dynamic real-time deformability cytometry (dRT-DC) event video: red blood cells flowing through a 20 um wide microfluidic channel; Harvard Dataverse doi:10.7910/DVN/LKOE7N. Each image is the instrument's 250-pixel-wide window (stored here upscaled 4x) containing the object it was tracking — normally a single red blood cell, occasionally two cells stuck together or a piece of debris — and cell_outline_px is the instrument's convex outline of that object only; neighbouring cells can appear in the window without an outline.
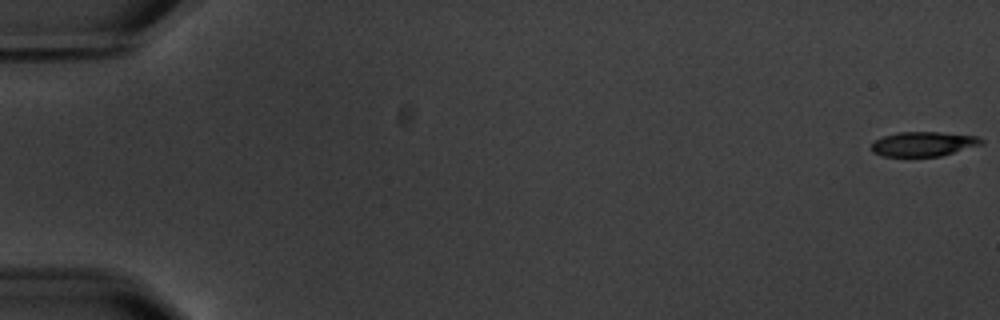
{"species": "common noctule bat (a hibernating species)", "species_latin": "Nyctalus noctula", "temperature_condition": "warm", "stored_images_in_passage": 8, "camera_frame_rate_fps": 3000, "um_per_image_px": 0.085, "animal": {"sex": "male", "body_mass_g": 20.1, "forearm_length_mm": 53.5}, "frame": {"image": 1, "passage_image": 1, "time_ms": 0.0, "image_size_px": [1000, 320], "cell_outline_px": [[984, 144], [940, 156], [884, 156], [872, 152], [872, 144], [876, 140], [884, 136], [896, 132], [940, 132], [976, 136], [984, 140]], "centroid_in_image_um": [78.51, 12.23], "position_along_channel_um": 6.5, "area_um2": 15.66}}
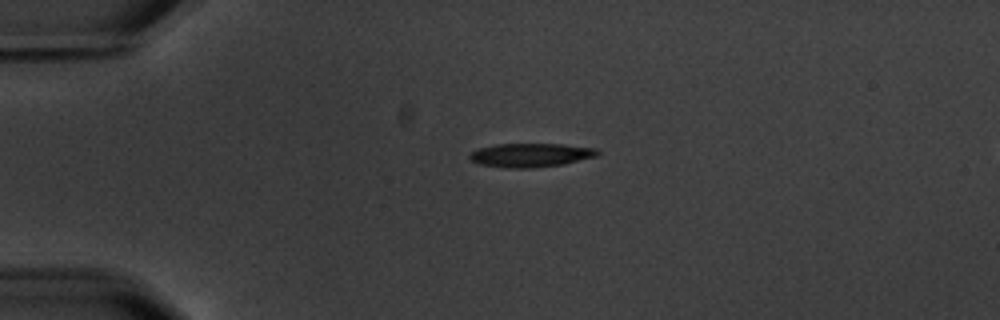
{"frame": {"image": 2, "passage_image": 5, "time_ms": 4.667, "image_size_px": [1000, 320], "cell_outline_px": [[600, 152], [596, 156], [564, 164], [532, 168], [508, 168], [480, 164], [472, 160], [468, 156], [476, 148], [496, 144], [564, 144], [596, 148]], "centroid_in_image_um": [45.11, 13.18], "position_along_channel_um": 39.9, "area_um2": 17.74}}
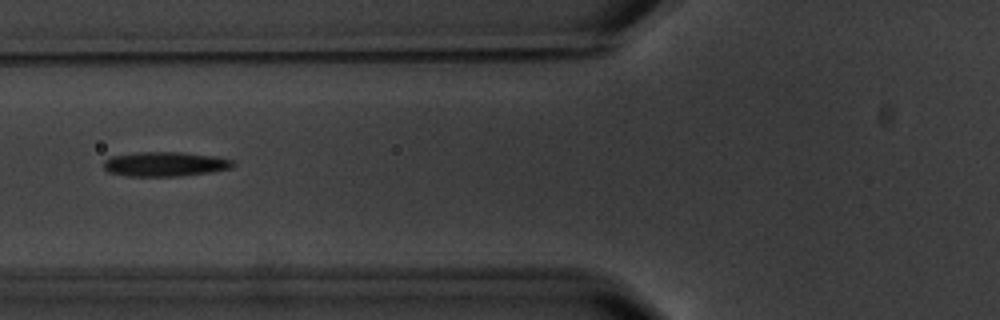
{"frame": {"image": 3, "passage_image": 7, "time_ms": 7.667, "image_size_px": [1000, 320], "cell_outline_px": [[236, 164], [232, 168], [212, 172], [180, 176], [128, 176], [108, 172], [104, 168], [104, 160], [112, 156], [136, 152], [184, 152], [212, 156], [232, 160]], "centroid_in_image_um": [14.03, 13.95], "position_along_channel_um": 111.8, "area_um2": 18.55}}